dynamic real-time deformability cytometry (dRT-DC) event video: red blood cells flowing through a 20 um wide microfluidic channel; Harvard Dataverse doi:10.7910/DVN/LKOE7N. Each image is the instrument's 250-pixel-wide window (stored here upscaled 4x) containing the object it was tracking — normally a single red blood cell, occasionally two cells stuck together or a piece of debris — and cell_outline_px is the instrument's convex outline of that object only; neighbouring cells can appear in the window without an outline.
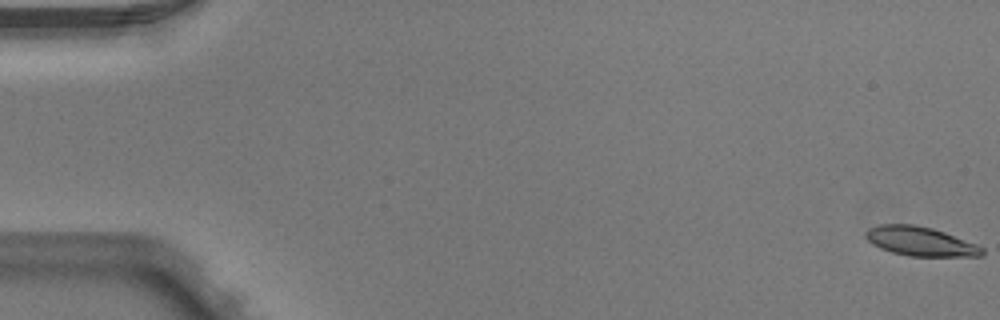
{"species": "Egyptian fruit bat (a non-hibernating species)", "species_latin": "Rousettus aegyptiacus", "temperature_condition": "warm", "stored_images_in_passage": 6, "camera_frame_rate_fps": 3000, "um_per_image_px": 0.085, "animal": {"sex": "male"}, "frame": {"image": 1, "passage_image": 1, "time_ms": 0.0, "image_size_px": [1000, 320], "cell_outline_px": [[984, 256], [908, 256], [892, 252], [880, 248], [872, 244], [864, 236], [868, 228], [880, 224], [916, 224], [932, 228], [944, 232], [976, 244], [984, 248]], "centroid_in_image_um": [78.22, 20.51], "position_along_channel_um": 6.8, "area_um2": 19.83}}
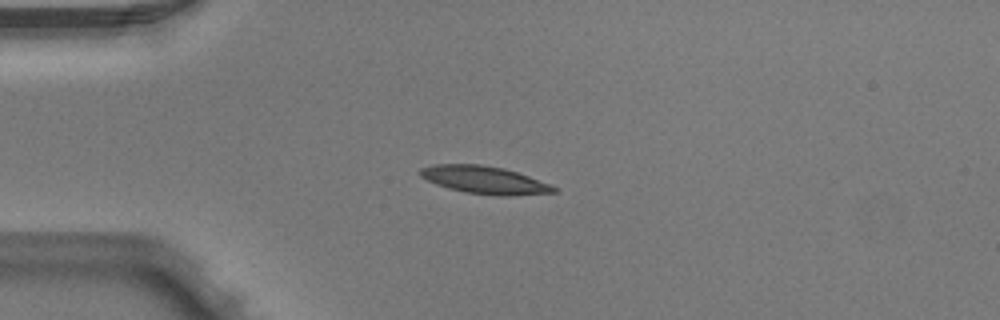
{"frame": {"image": 2, "passage_image": 4, "time_ms": 1.0, "image_size_px": [1000, 320], "cell_outline_px": [[560, 188], [556, 192], [512, 196], [496, 196], [464, 192], [448, 188], [436, 184], [420, 176], [420, 168], [436, 164], [480, 164], [504, 168], [528, 176]], "centroid_in_image_um": [41.2, 15.3], "position_along_channel_um": 43.8, "area_um2": 21.56}}
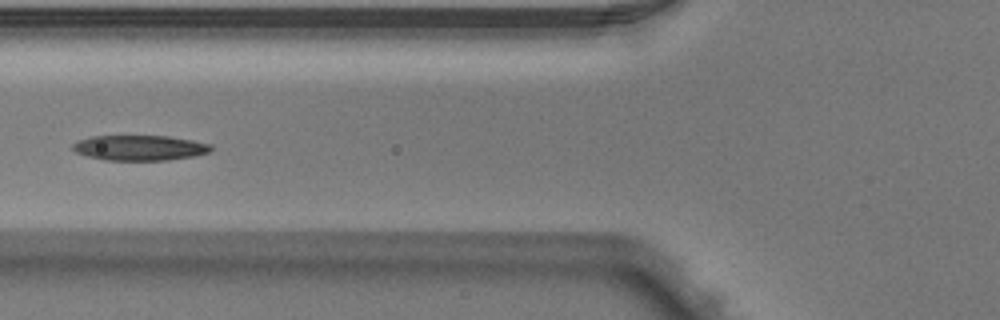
{"frame": {"image": 3, "passage_image": 6, "time_ms": 1.667, "image_size_px": [1000, 320], "cell_outline_px": [[212, 148], [208, 152], [192, 156], [168, 160], [104, 160], [88, 156], [76, 152], [72, 148], [72, 144], [80, 140], [92, 136], [168, 136], [192, 140], [212, 144]], "centroid_in_image_um": [11.87, 12.56], "position_along_channel_um": 113.9, "area_um2": 20.17}}